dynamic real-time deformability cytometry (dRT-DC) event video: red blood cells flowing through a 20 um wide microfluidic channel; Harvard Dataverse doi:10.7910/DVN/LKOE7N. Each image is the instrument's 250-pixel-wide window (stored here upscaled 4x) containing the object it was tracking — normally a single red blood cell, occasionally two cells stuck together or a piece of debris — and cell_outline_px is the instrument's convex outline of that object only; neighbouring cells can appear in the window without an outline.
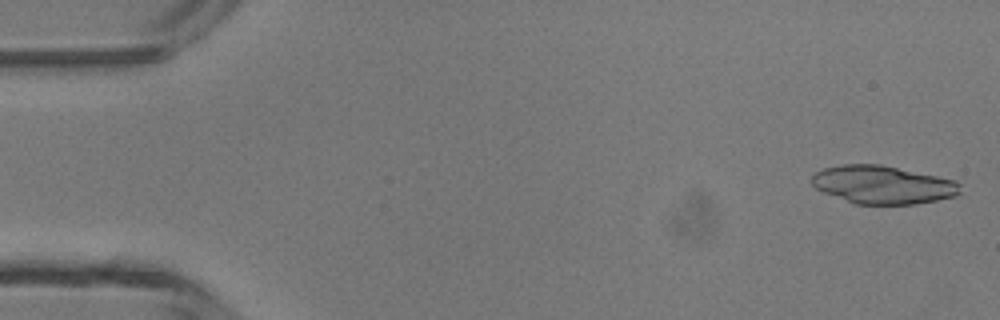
{"species": "common noctule bat (a hibernating species)", "species_latin": "Nyctalus noctula", "temperature_condition": "room temperature", "stored_images_in_passage": 3, "camera_frame_rate_fps": 3000, "um_per_image_px": 0.085, "animal": {"sex": "male", "body_mass_g": 13.3}, "frame": {"image": 1, "passage_image": 1, "time_ms": 0.0, "image_size_px": [1000, 320], "cell_outline_px": [[960, 192], [956, 196], [916, 204], [856, 204], [824, 192], [816, 188], [812, 184], [812, 176], [816, 172], [824, 168], [840, 164], [880, 164], [956, 180], [960, 184]], "centroid_in_image_um": [75.05, 15.7], "position_along_channel_um": 10.0, "area_um2": 32.83}}